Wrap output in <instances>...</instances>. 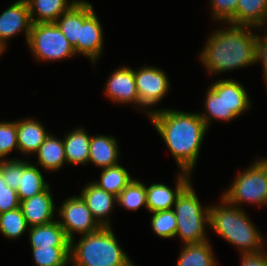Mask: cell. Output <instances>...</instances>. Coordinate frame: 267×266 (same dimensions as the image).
Listing matches in <instances>:
<instances>
[{
    "label": "cell",
    "mask_w": 267,
    "mask_h": 266,
    "mask_svg": "<svg viewBox=\"0 0 267 266\" xmlns=\"http://www.w3.org/2000/svg\"><path fill=\"white\" fill-rule=\"evenodd\" d=\"M204 100L205 112L200 117L209 128L212 119L225 121L223 104V79H218L208 87Z\"/></svg>",
    "instance_id": "cell-27"
},
{
    "label": "cell",
    "mask_w": 267,
    "mask_h": 266,
    "mask_svg": "<svg viewBox=\"0 0 267 266\" xmlns=\"http://www.w3.org/2000/svg\"><path fill=\"white\" fill-rule=\"evenodd\" d=\"M117 204L128 210H138L141 206L147 209L146 186L137 179L132 181L117 196Z\"/></svg>",
    "instance_id": "cell-31"
},
{
    "label": "cell",
    "mask_w": 267,
    "mask_h": 266,
    "mask_svg": "<svg viewBox=\"0 0 267 266\" xmlns=\"http://www.w3.org/2000/svg\"><path fill=\"white\" fill-rule=\"evenodd\" d=\"M0 174L7 186L17 190L20 180V159L0 161Z\"/></svg>",
    "instance_id": "cell-35"
},
{
    "label": "cell",
    "mask_w": 267,
    "mask_h": 266,
    "mask_svg": "<svg viewBox=\"0 0 267 266\" xmlns=\"http://www.w3.org/2000/svg\"><path fill=\"white\" fill-rule=\"evenodd\" d=\"M132 179L128 171L118 164L102 169L100 181L93 183L117 197Z\"/></svg>",
    "instance_id": "cell-28"
},
{
    "label": "cell",
    "mask_w": 267,
    "mask_h": 266,
    "mask_svg": "<svg viewBox=\"0 0 267 266\" xmlns=\"http://www.w3.org/2000/svg\"><path fill=\"white\" fill-rule=\"evenodd\" d=\"M80 237L77 242L70 241L73 266H135L119 245L111 226Z\"/></svg>",
    "instance_id": "cell-4"
},
{
    "label": "cell",
    "mask_w": 267,
    "mask_h": 266,
    "mask_svg": "<svg viewBox=\"0 0 267 266\" xmlns=\"http://www.w3.org/2000/svg\"><path fill=\"white\" fill-rule=\"evenodd\" d=\"M191 182L177 196L172 210L177 220L176 236L185 244H198L208 240L209 206L203 208Z\"/></svg>",
    "instance_id": "cell-5"
},
{
    "label": "cell",
    "mask_w": 267,
    "mask_h": 266,
    "mask_svg": "<svg viewBox=\"0 0 267 266\" xmlns=\"http://www.w3.org/2000/svg\"><path fill=\"white\" fill-rule=\"evenodd\" d=\"M151 228L161 238L176 237L177 220L174 211L171 209L153 212Z\"/></svg>",
    "instance_id": "cell-32"
},
{
    "label": "cell",
    "mask_w": 267,
    "mask_h": 266,
    "mask_svg": "<svg viewBox=\"0 0 267 266\" xmlns=\"http://www.w3.org/2000/svg\"><path fill=\"white\" fill-rule=\"evenodd\" d=\"M32 23H55L78 0H26Z\"/></svg>",
    "instance_id": "cell-20"
},
{
    "label": "cell",
    "mask_w": 267,
    "mask_h": 266,
    "mask_svg": "<svg viewBox=\"0 0 267 266\" xmlns=\"http://www.w3.org/2000/svg\"><path fill=\"white\" fill-rule=\"evenodd\" d=\"M94 12L91 3L78 0L69 10L63 13L55 22L69 43L74 47L80 33V25Z\"/></svg>",
    "instance_id": "cell-16"
},
{
    "label": "cell",
    "mask_w": 267,
    "mask_h": 266,
    "mask_svg": "<svg viewBox=\"0 0 267 266\" xmlns=\"http://www.w3.org/2000/svg\"><path fill=\"white\" fill-rule=\"evenodd\" d=\"M221 204L209 205V227L225 241L240 249L241 254L263 251L262 233L242 208L231 205L223 197Z\"/></svg>",
    "instance_id": "cell-3"
},
{
    "label": "cell",
    "mask_w": 267,
    "mask_h": 266,
    "mask_svg": "<svg viewBox=\"0 0 267 266\" xmlns=\"http://www.w3.org/2000/svg\"><path fill=\"white\" fill-rule=\"evenodd\" d=\"M258 161L265 167V170L267 171V158H261V160L259 159Z\"/></svg>",
    "instance_id": "cell-39"
},
{
    "label": "cell",
    "mask_w": 267,
    "mask_h": 266,
    "mask_svg": "<svg viewBox=\"0 0 267 266\" xmlns=\"http://www.w3.org/2000/svg\"><path fill=\"white\" fill-rule=\"evenodd\" d=\"M58 211V215L62 219L58 220V222L70 241L75 239V233L86 235L94 233L101 228L80 195L71 196L64 200Z\"/></svg>",
    "instance_id": "cell-8"
},
{
    "label": "cell",
    "mask_w": 267,
    "mask_h": 266,
    "mask_svg": "<svg viewBox=\"0 0 267 266\" xmlns=\"http://www.w3.org/2000/svg\"><path fill=\"white\" fill-rule=\"evenodd\" d=\"M179 169L188 173L195 168L208 127L199 113L155 109L149 115Z\"/></svg>",
    "instance_id": "cell-1"
},
{
    "label": "cell",
    "mask_w": 267,
    "mask_h": 266,
    "mask_svg": "<svg viewBox=\"0 0 267 266\" xmlns=\"http://www.w3.org/2000/svg\"><path fill=\"white\" fill-rule=\"evenodd\" d=\"M229 25L207 38L199 59L209 74L247 67L257 63V34L253 26Z\"/></svg>",
    "instance_id": "cell-2"
},
{
    "label": "cell",
    "mask_w": 267,
    "mask_h": 266,
    "mask_svg": "<svg viewBox=\"0 0 267 266\" xmlns=\"http://www.w3.org/2000/svg\"><path fill=\"white\" fill-rule=\"evenodd\" d=\"M37 165L20 160V180L17 195L20 201L29 199L49 188Z\"/></svg>",
    "instance_id": "cell-21"
},
{
    "label": "cell",
    "mask_w": 267,
    "mask_h": 266,
    "mask_svg": "<svg viewBox=\"0 0 267 266\" xmlns=\"http://www.w3.org/2000/svg\"><path fill=\"white\" fill-rule=\"evenodd\" d=\"M117 142L112 136L101 134L91 136L88 163H93L101 169L118 165L119 147Z\"/></svg>",
    "instance_id": "cell-19"
},
{
    "label": "cell",
    "mask_w": 267,
    "mask_h": 266,
    "mask_svg": "<svg viewBox=\"0 0 267 266\" xmlns=\"http://www.w3.org/2000/svg\"><path fill=\"white\" fill-rule=\"evenodd\" d=\"M20 208L29 227L53 222L55 203L50 187L29 199L20 201Z\"/></svg>",
    "instance_id": "cell-15"
},
{
    "label": "cell",
    "mask_w": 267,
    "mask_h": 266,
    "mask_svg": "<svg viewBox=\"0 0 267 266\" xmlns=\"http://www.w3.org/2000/svg\"><path fill=\"white\" fill-rule=\"evenodd\" d=\"M20 207V200L17 195V190L9 186H4L0 191V213Z\"/></svg>",
    "instance_id": "cell-36"
},
{
    "label": "cell",
    "mask_w": 267,
    "mask_h": 266,
    "mask_svg": "<svg viewBox=\"0 0 267 266\" xmlns=\"http://www.w3.org/2000/svg\"><path fill=\"white\" fill-rule=\"evenodd\" d=\"M27 229L29 226L20 207L0 213V232L8 239H18Z\"/></svg>",
    "instance_id": "cell-30"
},
{
    "label": "cell",
    "mask_w": 267,
    "mask_h": 266,
    "mask_svg": "<svg viewBox=\"0 0 267 266\" xmlns=\"http://www.w3.org/2000/svg\"><path fill=\"white\" fill-rule=\"evenodd\" d=\"M103 30L95 11L80 25L77 44L73 47L76 55H85L93 64L103 54ZM99 57V58H98Z\"/></svg>",
    "instance_id": "cell-13"
},
{
    "label": "cell",
    "mask_w": 267,
    "mask_h": 266,
    "mask_svg": "<svg viewBox=\"0 0 267 266\" xmlns=\"http://www.w3.org/2000/svg\"><path fill=\"white\" fill-rule=\"evenodd\" d=\"M17 143L22 154H35L50 134L40 121L26 118L16 121Z\"/></svg>",
    "instance_id": "cell-18"
},
{
    "label": "cell",
    "mask_w": 267,
    "mask_h": 266,
    "mask_svg": "<svg viewBox=\"0 0 267 266\" xmlns=\"http://www.w3.org/2000/svg\"><path fill=\"white\" fill-rule=\"evenodd\" d=\"M190 174L185 171L178 172L175 180V188L171 189L163 183H153L146 186L147 209L150 213L156 211L171 210L175 204L177 196L191 182Z\"/></svg>",
    "instance_id": "cell-12"
},
{
    "label": "cell",
    "mask_w": 267,
    "mask_h": 266,
    "mask_svg": "<svg viewBox=\"0 0 267 266\" xmlns=\"http://www.w3.org/2000/svg\"><path fill=\"white\" fill-rule=\"evenodd\" d=\"M134 76L139 95V110H143L149 116L153 110H149V108L163 100L169 92L170 81L167 74L155 66H146L134 70ZM147 107L149 108L147 109Z\"/></svg>",
    "instance_id": "cell-9"
},
{
    "label": "cell",
    "mask_w": 267,
    "mask_h": 266,
    "mask_svg": "<svg viewBox=\"0 0 267 266\" xmlns=\"http://www.w3.org/2000/svg\"><path fill=\"white\" fill-rule=\"evenodd\" d=\"M5 51V49L0 45V55Z\"/></svg>",
    "instance_id": "cell-41"
},
{
    "label": "cell",
    "mask_w": 267,
    "mask_h": 266,
    "mask_svg": "<svg viewBox=\"0 0 267 266\" xmlns=\"http://www.w3.org/2000/svg\"><path fill=\"white\" fill-rule=\"evenodd\" d=\"M212 19L223 21L225 24L236 25V9L238 0H209Z\"/></svg>",
    "instance_id": "cell-34"
},
{
    "label": "cell",
    "mask_w": 267,
    "mask_h": 266,
    "mask_svg": "<svg viewBox=\"0 0 267 266\" xmlns=\"http://www.w3.org/2000/svg\"><path fill=\"white\" fill-rule=\"evenodd\" d=\"M38 156L37 164L46 171H59L67 163L63 139L55 138L49 134L35 153Z\"/></svg>",
    "instance_id": "cell-24"
},
{
    "label": "cell",
    "mask_w": 267,
    "mask_h": 266,
    "mask_svg": "<svg viewBox=\"0 0 267 266\" xmlns=\"http://www.w3.org/2000/svg\"><path fill=\"white\" fill-rule=\"evenodd\" d=\"M91 136L82 127H77L65 134L63 146L67 164L85 165L89 159Z\"/></svg>",
    "instance_id": "cell-23"
},
{
    "label": "cell",
    "mask_w": 267,
    "mask_h": 266,
    "mask_svg": "<svg viewBox=\"0 0 267 266\" xmlns=\"http://www.w3.org/2000/svg\"><path fill=\"white\" fill-rule=\"evenodd\" d=\"M32 21L26 0H18L0 14V45L6 50L11 37L24 32L28 41Z\"/></svg>",
    "instance_id": "cell-10"
},
{
    "label": "cell",
    "mask_w": 267,
    "mask_h": 266,
    "mask_svg": "<svg viewBox=\"0 0 267 266\" xmlns=\"http://www.w3.org/2000/svg\"><path fill=\"white\" fill-rule=\"evenodd\" d=\"M27 44L38 61H61L76 55L55 23H32Z\"/></svg>",
    "instance_id": "cell-7"
},
{
    "label": "cell",
    "mask_w": 267,
    "mask_h": 266,
    "mask_svg": "<svg viewBox=\"0 0 267 266\" xmlns=\"http://www.w3.org/2000/svg\"><path fill=\"white\" fill-rule=\"evenodd\" d=\"M240 266H267L266 249L257 253L240 254Z\"/></svg>",
    "instance_id": "cell-37"
},
{
    "label": "cell",
    "mask_w": 267,
    "mask_h": 266,
    "mask_svg": "<svg viewBox=\"0 0 267 266\" xmlns=\"http://www.w3.org/2000/svg\"><path fill=\"white\" fill-rule=\"evenodd\" d=\"M6 186V183L3 180L2 175L0 174V191Z\"/></svg>",
    "instance_id": "cell-40"
},
{
    "label": "cell",
    "mask_w": 267,
    "mask_h": 266,
    "mask_svg": "<svg viewBox=\"0 0 267 266\" xmlns=\"http://www.w3.org/2000/svg\"><path fill=\"white\" fill-rule=\"evenodd\" d=\"M180 252L176 266H216L210 241L198 244H185Z\"/></svg>",
    "instance_id": "cell-26"
},
{
    "label": "cell",
    "mask_w": 267,
    "mask_h": 266,
    "mask_svg": "<svg viewBox=\"0 0 267 266\" xmlns=\"http://www.w3.org/2000/svg\"><path fill=\"white\" fill-rule=\"evenodd\" d=\"M14 149L19 151L16 121H0V161L7 160V155Z\"/></svg>",
    "instance_id": "cell-33"
},
{
    "label": "cell",
    "mask_w": 267,
    "mask_h": 266,
    "mask_svg": "<svg viewBox=\"0 0 267 266\" xmlns=\"http://www.w3.org/2000/svg\"><path fill=\"white\" fill-rule=\"evenodd\" d=\"M248 93L235 79H223V104L225 122L233 121L251 108Z\"/></svg>",
    "instance_id": "cell-17"
},
{
    "label": "cell",
    "mask_w": 267,
    "mask_h": 266,
    "mask_svg": "<svg viewBox=\"0 0 267 266\" xmlns=\"http://www.w3.org/2000/svg\"><path fill=\"white\" fill-rule=\"evenodd\" d=\"M105 94L118 104H134L139 107V95L136 88L134 69L123 66L110 74L105 88Z\"/></svg>",
    "instance_id": "cell-11"
},
{
    "label": "cell",
    "mask_w": 267,
    "mask_h": 266,
    "mask_svg": "<svg viewBox=\"0 0 267 266\" xmlns=\"http://www.w3.org/2000/svg\"><path fill=\"white\" fill-rule=\"evenodd\" d=\"M28 230L31 248L70 246V240L58 220L29 227Z\"/></svg>",
    "instance_id": "cell-22"
},
{
    "label": "cell",
    "mask_w": 267,
    "mask_h": 266,
    "mask_svg": "<svg viewBox=\"0 0 267 266\" xmlns=\"http://www.w3.org/2000/svg\"><path fill=\"white\" fill-rule=\"evenodd\" d=\"M258 62L263 64V77L267 85V32L264 36H258L257 34V63Z\"/></svg>",
    "instance_id": "cell-38"
},
{
    "label": "cell",
    "mask_w": 267,
    "mask_h": 266,
    "mask_svg": "<svg viewBox=\"0 0 267 266\" xmlns=\"http://www.w3.org/2000/svg\"><path fill=\"white\" fill-rule=\"evenodd\" d=\"M222 197L231 205L240 208L242 203L267 206V171L256 160L239 173Z\"/></svg>",
    "instance_id": "cell-6"
},
{
    "label": "cell",
    "mask_w": 267,
    "mask_h": 266,
    "mask_svg": "<svg viewBox=\"0 0 267 266\" xmlns=\"http://www.w3.org/2000/svg\"><path fill=\"white\" fill-rule=\"evenodd\" d=\"M267 23V0H238L236 25L260 29Z\"/></svg>",
    "instance_id": "cell-25"
},
{
    "label": "cell",
    "mask_w": 267,
    "mask_h": 266,
    "mask_svg": "<svg viewBox=\"0 0 267 266\" xmlns=\"http://www.w3.org/2000/svg\"><path fill=\"white\" fill-rule=\"evenodd\" d=\"M80 196L98 224L101 227H110L109 214L117 204V197L93 182L82 188Z\"/></svg>",
    "instance_id": "cell-14"
},
{
    "label": "cell",
    "mask_w": 267,
    "mask_h": 266,
    "mask_svg": "<svg viewBox=\"0 0 267 266\" xmlns=\"http://www.w3.org/2000/svg\"><path fill=\"white\" fill-rule=\"evenodd\" d=\"M36 266H67L70 263V246L32 248Z\"/></svg>",
    "instance_id": "cell-29"
}]
</instances>
